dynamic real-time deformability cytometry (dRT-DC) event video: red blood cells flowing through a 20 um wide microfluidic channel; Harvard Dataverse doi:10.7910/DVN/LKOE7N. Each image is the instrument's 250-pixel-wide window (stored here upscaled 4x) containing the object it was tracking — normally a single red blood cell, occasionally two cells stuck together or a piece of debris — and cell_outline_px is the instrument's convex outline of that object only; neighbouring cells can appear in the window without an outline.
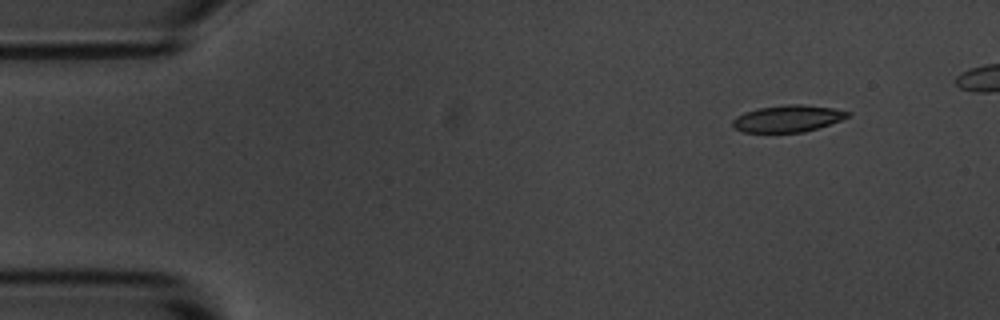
{"species": "common noctule bat (a hibernating species)", "species_latin": "Nyctalus noctula", "temperature_condition": "room temperature", "stored_images_in_passage": 4, "camera_frame_rate_fps": 3000, "um_per_image_px": 0.085, "animal": {"sex": "male", "body_mass_g": 20.1, "forearm_length_mm": 53.5}, "frame": {"image": 1, "passage_image": 1, "time_ms": 0.0, "image_size_px": [1000, 320], "cell_outline_px": [[852, 112], [848, 116], [840, 120], [804, 132], [744, 132], [732, 128], [732, 120], [736, 116], [744, 112], [756, 108], [788, 104], [804, 104], [832, 108]], "centroid_in_image_um": [66.9, 10.07], "position_along_channel_um": 18.1, "area_um2": 17.98}}